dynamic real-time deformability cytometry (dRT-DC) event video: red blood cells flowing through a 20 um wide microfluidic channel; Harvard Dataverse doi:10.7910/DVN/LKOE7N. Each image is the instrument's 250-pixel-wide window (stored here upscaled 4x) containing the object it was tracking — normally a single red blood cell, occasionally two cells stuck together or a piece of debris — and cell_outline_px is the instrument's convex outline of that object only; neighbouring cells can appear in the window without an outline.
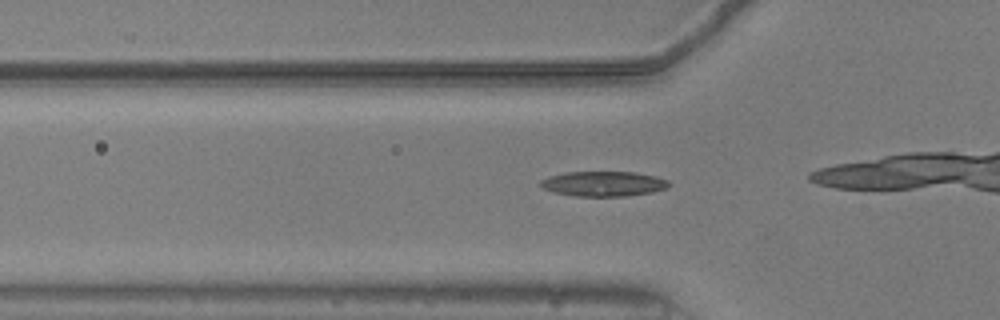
{"species": "common noctule bat (a hibernating species)", "species_latin": "Nyctalus noctula", "temperature_condition": "warm", "stored_images_in_passage": 33, "camera_frame_rate_fps": 3000, "um_per_image_px": 0.085, "animal": {"sex": "male", "body_mass_g": 20.5, "forearm_length_mm": 52.5}, "frame": {"image": 1, "passage_image": 10, "time_ms": 3.0, "image_size_px": [1000, 320], "cell_outline_px": [[672, 184], [664, 188], [652, 192], [628, 196], [576, 196], [552, 192], [544, 188], [540, 184], [540, 180], [548, 176], [568, 172], [636, 172], [656, 176], [668, 180]], "centroid_in_image_um": [51.3, 15.62], "position_along_channel_um": 74.5, "area_um2": 18.73}}